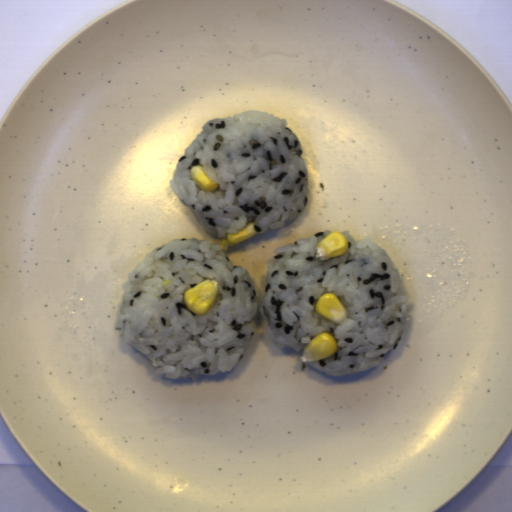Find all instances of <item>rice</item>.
Here are the masks:
<instances>
[{"mask_svg":"<svg viewBox=\"0 0 512 512\" xmlns=\"http://www.w3.org/2000/svg\"><path fill=\"white\" fill-rule=\"evenodd\" d=\"M324 230L276 248L268 258L263 297L248 271L231 265L221 244L169 240L145 254L121 288L114 329L130 348L169 379L215 376L236 367L254 335L259 315L280 349L302 356L322 332L334 337L333 354L312 362L333 376L360 374L382 360L401 339L409 315L407 284L389 254L374 240L347 230L346 253L320 260ZM206 278L219 282L214 306L190 312L184 292ZM333 293L347 307L342 324L326 320L315 302Z\"/></svg>","mask_w":512,"mask_h":512,"instance_id":"1","label":"rice"},{"mask_svg":"<svg viewBox=\"0 0 512 512\" xmlns=\"http://www.w3.org/2000/svg\"><path fill=\"white\" fill-rule=\"evenodd\" d=\"M303 153L286 119L246 110L206 121L169 184L204 231L225 239L253 222L260 235L305 210L309 178ZM197 164L219 188L203 192L194 183L189 169Z\"/></svg>","mask_w":512,"mask_h":512,"instance_id":"2","label":"rice"}]
</instances>
